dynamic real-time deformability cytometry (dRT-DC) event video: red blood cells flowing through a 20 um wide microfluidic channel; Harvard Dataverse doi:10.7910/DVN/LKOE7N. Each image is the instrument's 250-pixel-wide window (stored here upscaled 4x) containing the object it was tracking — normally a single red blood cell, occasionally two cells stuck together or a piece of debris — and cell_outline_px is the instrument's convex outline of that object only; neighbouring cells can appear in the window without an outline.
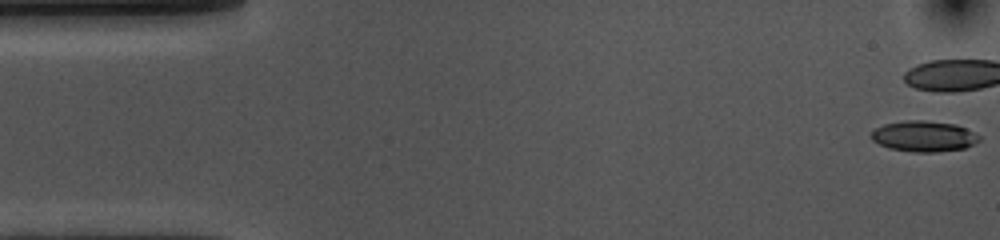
{"species": "common noctule bat (a hibernating species)", "species_latin": "Nyctalus noctula", "temperature_condition": "cold", "stored_images_in_passage": 41, "camera_frame_rate_fps": 3000, "um_per_image_px": 0.085, "animal": {"sex": "female", "body_mass_g": 10.0, "forearm_length_mm": 53.1}, "frame": {"image": 1, "passage_image": 1, "time_ms": 0.0, "image_size_px": [1000, 240], "cell_outline_px": [[980, 140], [964, 148], [936, 152], [916, 152], [888, 148], [872, 140], [872, 132], [876, 128], [884, 124], [908, 120], [924, 120], [956, 124], [980, 136]], "centroid_in_image_um": [78.52, 11.58], "position_along_channel_um": 6.5, "area_um2": 19.13}, "authors_computed_cell_mechanics": {"area_um2": 20.5768, "velocity_mm_per_s": 3.6136, "shape_relaxation_time_tau1_ms": 3.8747, "shape_relaxation_time_tau2_ms": 4.0159, "deformation_change_tau1": 0.1355, "deformation_change_tau2": 0.1216}}